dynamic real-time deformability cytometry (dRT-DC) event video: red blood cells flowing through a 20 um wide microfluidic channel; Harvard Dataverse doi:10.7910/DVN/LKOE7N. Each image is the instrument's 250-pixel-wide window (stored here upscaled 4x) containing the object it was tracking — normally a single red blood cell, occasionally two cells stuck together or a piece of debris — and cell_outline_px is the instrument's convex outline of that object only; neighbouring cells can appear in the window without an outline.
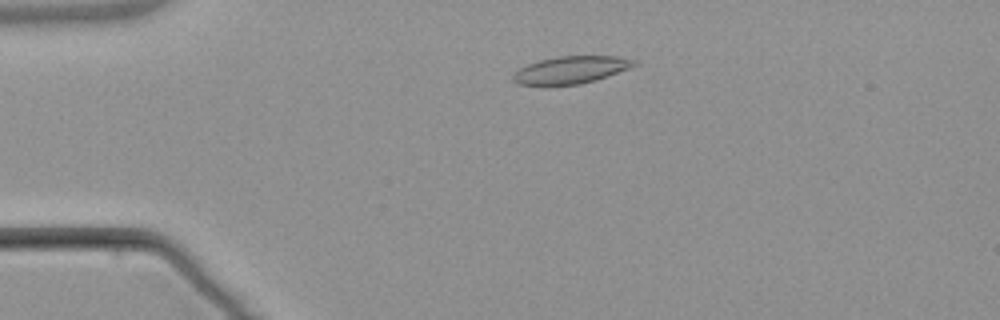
{"species": "common noctule bat (a hibernating species)", "species_latin": "Nyctalus noctula", "temperature_condition": "warm", "stored_images_in_passage": 2, "camera_frame_rate_fps": 3000, "um_per_image_px": 0.085, "animal": {"sex": "male", "body_mass_g": 21.5, "forearm_length_mm": 52.0}, "frame": {"image": 1, "passage_image": 1, "time_ms": 0.0, "image_size_px": [1000, 320], "cell_outline_px": [[636, 64], [628, 68], [596, 80], [580, 84], [516, 84], [512, 80], [512, 76], [520, 68], [528, 64], [540, 60], [556, 56], [616, 56], [636, 60]], "centroid_in_image_um": [48.51, 5.93], "position_along_channel_um": 36.5, "area_um2": 18.9}}